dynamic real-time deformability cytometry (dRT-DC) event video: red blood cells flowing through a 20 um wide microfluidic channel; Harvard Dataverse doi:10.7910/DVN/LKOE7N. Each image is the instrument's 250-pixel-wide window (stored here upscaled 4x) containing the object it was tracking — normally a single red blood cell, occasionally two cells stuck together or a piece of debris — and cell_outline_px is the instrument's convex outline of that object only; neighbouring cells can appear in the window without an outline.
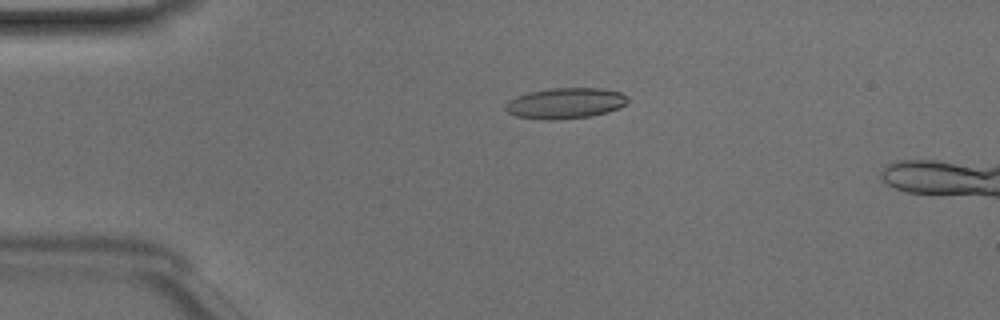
{"species": "Egyptian fruit bat (a non-hibernating species)", "species_latin": "Rousettus aegyptiacus", "temperature_condition": "room temperature", "stored_images_in_passage": 48, "camera_frame_rate_fps": 3000, "um_per_image_px": 0.085, "animal": {"sex": "male"}, "frame": {"image": 1, "passage_image": 11, "time_ms": 3.333, "image_size_px": [1000, 320], "cell_outline_px": [[628, 100], [620, 108], [608, 112], [588, 116], [552, 120], [544, 120], [516, 116], [508, 112], [504, 108], [516, 96], [528, 92], [552, 88], [600, 88], [620, 92], [628, 96]], "centroid_in_image_um": [48.08, 8.77], "position_along_channel_um": 36.9, "area_um2": 21.73}}
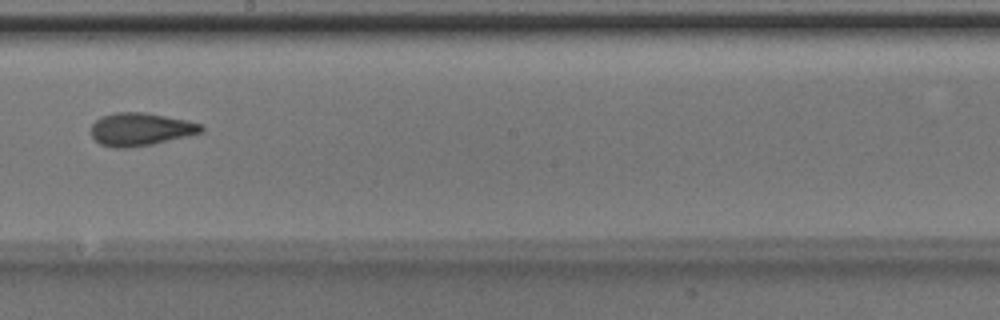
{"frame": {"image": 2, "passage_image": 28, "time_ms": 9.0, "image_size_px": [1000, 320], "cell_outline_px": [[204, 132], [152, 144], [132, 148], [112, 148], [100, 144], [92, 136], [92, 124], [100, 116], [112, 112], [144, 112], [188, 120], [200, 124], [204, 128]], "centroid_in_image_um": [11.93, 10.99], "position_along_channel_um": 236.3, "area_um2": 21.27}}
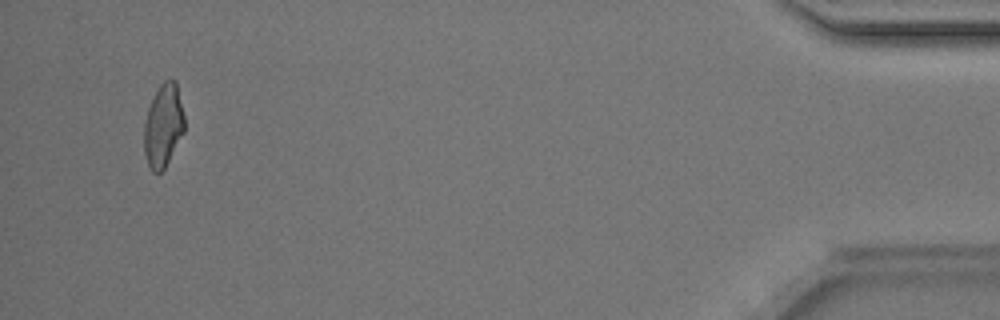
{"frame": {"image": 3, "passage_image": 47, "time_ms": 15.333, "image_size_px": [1000, 320], "cell_outline_px": [[184, 132], [164, 168], [160, 172], [152, 172], [148, 164], [144, 152], [144, 124], [148, 108], [160, 84], [164, 80], [176, 80], [184, 116]], "centroid_in_image_um": [13.88, 10.67], "position_along_channel_um": 421.3, "area_um2": 19.31}}